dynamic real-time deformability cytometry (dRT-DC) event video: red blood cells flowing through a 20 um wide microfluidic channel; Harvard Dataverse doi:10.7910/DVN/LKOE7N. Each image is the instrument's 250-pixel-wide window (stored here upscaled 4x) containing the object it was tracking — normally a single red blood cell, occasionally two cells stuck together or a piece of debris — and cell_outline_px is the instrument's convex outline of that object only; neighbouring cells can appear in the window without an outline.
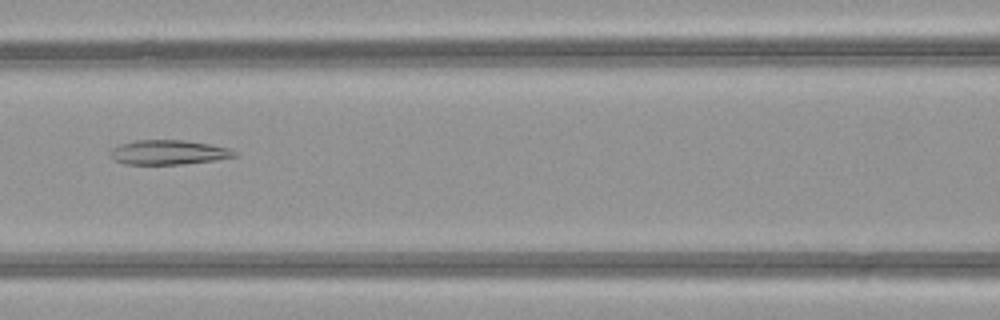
{"species": "common noctule bat (a hibernating species)", "species_latin": "Nyctalus noctula", "temperature_condition": "warm", "stored_images_in_passage": 47, "camera_frame_rate_fps": 3000, "um_per_image_px": 0.085, "animal": {"sex": "female", "body_mass_g": 21.9}, "frame": {"image": 1, "passage_image": 19, "time_ms": 6.0, "image_size_px": [1000, 320], "cell_outline_px": [[236, 156], [216, 160], [184, 164], [124, 164], [112, 160], [112, 148], [120, 144], [136, 140], [184, 140], [208, 144], [228, 148], [236, 152]], "centroid_in_image_um": [14.3, 12.95], "position_along_channel_um": 152.3, "area_um2": 17.63}}
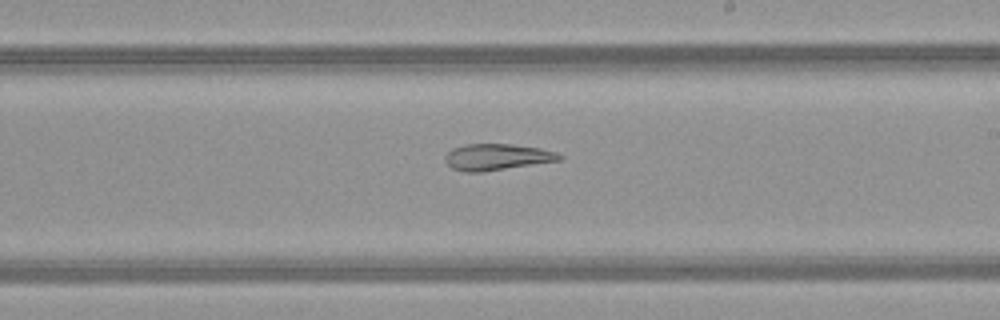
{"frame": {"image": 2, "passage_image": 26, "time_ms": 8.333, "image_size_px": [1000, 320], "cell_outline_px": [[564, 156], [560, 160], [484, 172], [464, 172], [452, 168], [444, 160], [444, 156], [452, 148], [464, 144], [512, 144], [540, 148], [556, 152]], "centroid_in_image_um": [42.21, 13.34], "position_along_channel_um": 246.8, "area_um2": 17.63}}
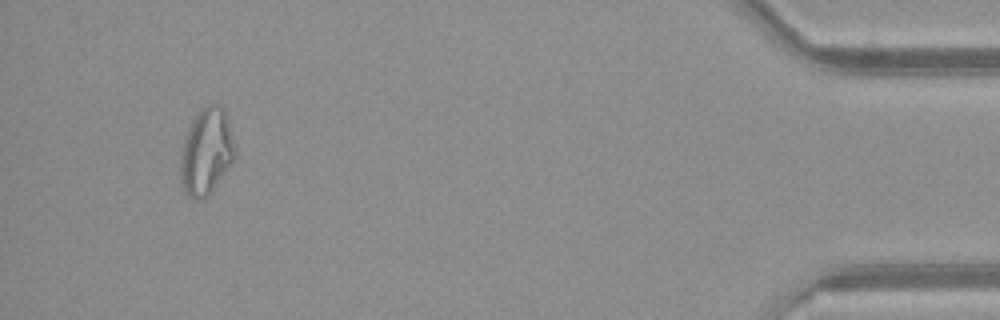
{"frame": {"image": 3, "passage_image": 44, "time_ms": 14.333, "image_size_px": [1000, 320], "cell_outline_px": [[232, 160], [208, 196], [196, 200], [188, 196], [184, 192], [180, 180], [180, 156], [184, 140], [188, 128], [196, 112], [200, 108], [208, 104], [220, 104], [224, 108], [232, 144]], "centroid_in_image_um": [17.46, 12.88], "position_along_channel_um": 417.7, "area_um2": 26.7}, "authors_computed_cell_mechanics": {"area_um2": 23.409, "velocity_mm_per_s": 4.0556, "shape_relaxation_time_tau1_ms": null, "shape_relaxation_time_tau2_ms": 7.2466, "deformation_change_tau1": null, "deformation_change_tau2": 0.1595}}